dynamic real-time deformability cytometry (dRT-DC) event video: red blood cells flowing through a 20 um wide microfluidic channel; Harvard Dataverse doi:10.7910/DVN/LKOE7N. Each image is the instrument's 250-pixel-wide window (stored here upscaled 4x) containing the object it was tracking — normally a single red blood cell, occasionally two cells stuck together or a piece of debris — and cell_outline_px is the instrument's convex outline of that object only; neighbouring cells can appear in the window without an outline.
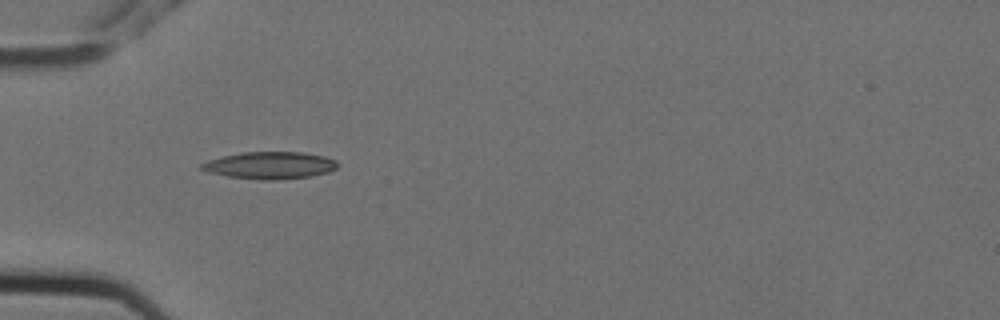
{"species": "Egyptian fruit bat (a non-hibernating species)", "species_latin": "Rousettus aegyptiacus", "temperature_condition": "cold", "stored_images_in_passage": 2, "camera_frame_rate_fps": 3000, "um_per_image_px": 0.085, "animal": {"sex": "female"}, "frame": {"image": 1, "passage_image": 1, "time_ms": 0.0, "image_size_px": [1000, 320], "cell_outline_px": [[336, 168], [328, 172], [312, 176], [276, 180], [256, 180], [228, 176], [208, 172], [200, 168], [200, 164], [208, 160], [240, 152], [304, 152], [324, 156], [336, 160]], "centroid_in_image_um": [22.93, 14.05], "position_along_channel_um": 62.1, "area_um2": 21.56}}
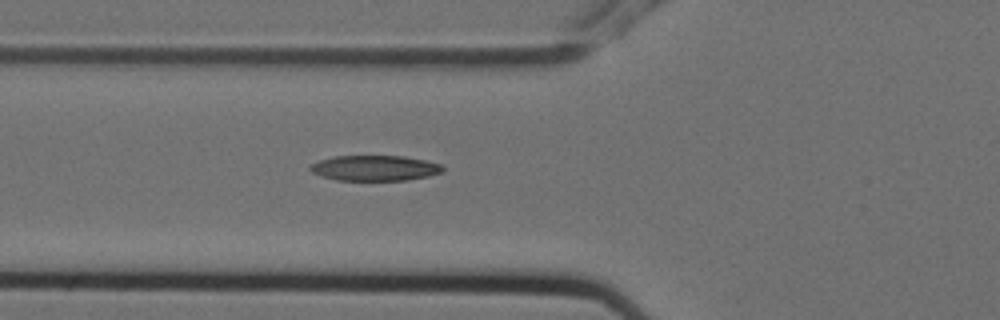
{"frame": {"image": 2, "passage_image": 2, "time_ms": 0.333, "image_size_px": [1000, 320], "cell_outline_px": [[444, 172], [428, 176], [408, 180], [336, 180], [312, 172], [308, 168], [312, 164], [320, 160], [332, 156], [404, 156], [424, 160], [440, 164], [444, 168]], "centroid_in_image_um": [31.88, 14.28], "position_along_channel_um": 93.9, "area_um2": 19.54}}